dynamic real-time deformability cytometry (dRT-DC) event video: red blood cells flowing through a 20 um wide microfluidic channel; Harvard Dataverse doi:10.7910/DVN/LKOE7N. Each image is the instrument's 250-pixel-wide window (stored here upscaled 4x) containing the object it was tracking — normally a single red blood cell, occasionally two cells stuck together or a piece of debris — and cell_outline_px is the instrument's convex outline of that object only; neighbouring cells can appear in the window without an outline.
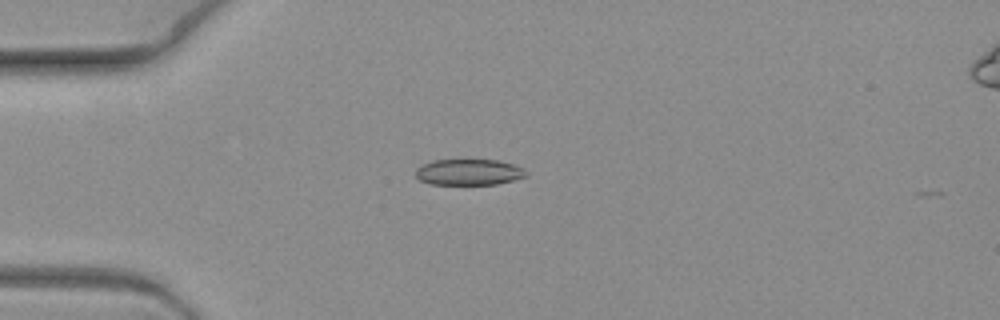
{"species": "common noctule bat (a hibernating species)", "species_latin": "Nyctalus noctula", "temperature_condition": "warm", "stored_images_in_passage": 6, "camera_frame_rate_fps": 3000, "um_per_image_px": 0.085, "animal": {"sex": "female", "body_mass_g": 19.3, "forearm_length_mm": 54.1}, "frame": {"image": 1, "passage_image": 2, "time_ms": 0.333, "image_size_px": [1000, 320], "cell_outline_px": [[528, 172], [524, 176], [512, 180], [496, 184], [428, 184], [420, 180], [416, 176], [416, 168], [432, 160], [496, 160], [512, 164], [524, 168]], "centroid_in_image_um": [39.83, 14.63], "position_along_channel_um": 45.2, "area_um2": 16.59}}
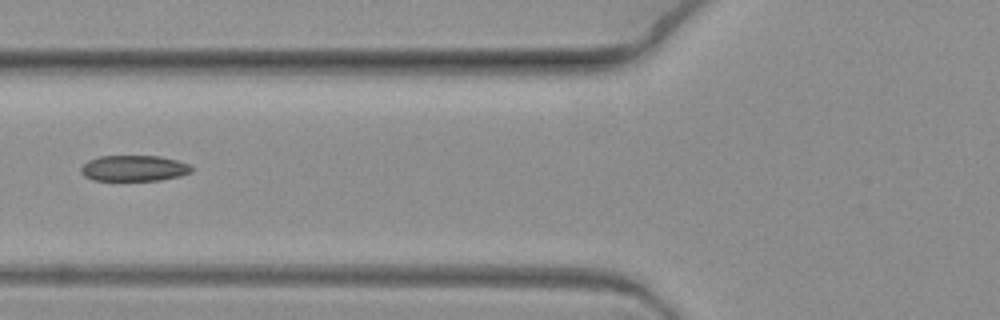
{"frame": {"image": 2, "passage_image": 4, "time_ms": 1.0, "image_size_px": [1000, 320], "cell_outline_px": [[192, 172], [180, 176], [160, 180], [92, 180], [84, 176], [80, 172], [80, 168], [88, 160], [100, 156], [160, 156], [176, 160], [188, 164], [192, 168]], "centroid_in_image_um": [11.37, 14.3], "position_along_channel_um": 114.4, "area_um2": 16.65}}
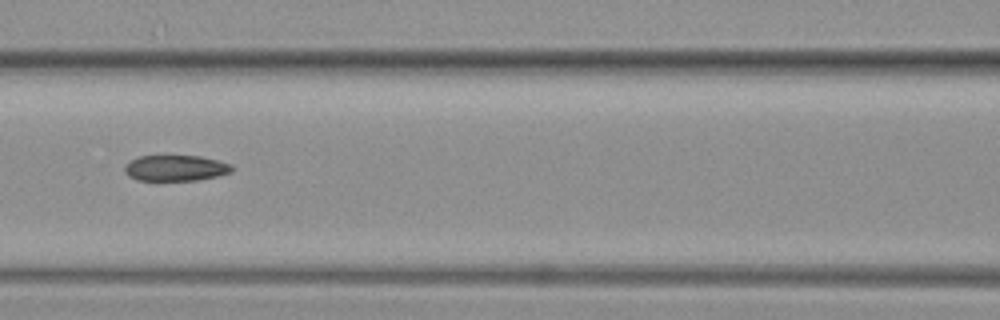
{"frame": {"image": 3, "passage_image": 5, "time_ms": 1.333, "image_size_px": [1000, 320], "cell_outline_px": [[232, 172], [216, 176], [196, 180], [136, 180], [128, 176], [124, 172], [124, 168], [132, 160], [140, 156], [200, 156], [232, 164]], "centroid_in_image_um": [14.92, 14.29], "position_along_channel_um": 151.7, "area_um2": 15.95}}